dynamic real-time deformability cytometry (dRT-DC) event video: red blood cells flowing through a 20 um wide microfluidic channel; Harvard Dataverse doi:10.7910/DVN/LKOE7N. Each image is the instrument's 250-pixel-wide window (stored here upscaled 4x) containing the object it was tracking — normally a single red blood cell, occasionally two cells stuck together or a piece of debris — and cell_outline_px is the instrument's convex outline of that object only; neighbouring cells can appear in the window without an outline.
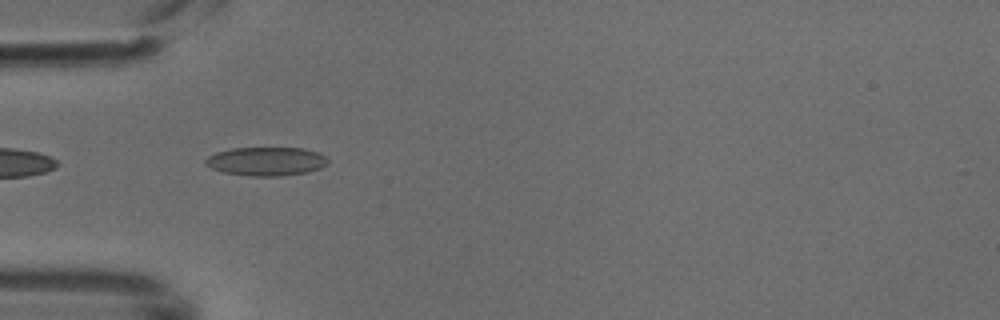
{"species": "common noctule bat (a hibernating species)", "species_latin": "Nyctalus noctula", "temperature_condition": "cold", "stored_images_in_passage": 6, "camera_frame_rate_fps": 3000, "um_per_image_px": 0.085, "animal": {"sex": "male", "body_mass_g": 18.8}, "frame": {"image": 1, "passage_image": 3, "time_ms": 0.667, "image_size_px": [1000, 320], "cell_outline_px": [[328, 164], [320, 168], [308, 172], [280, 176], [252, 176], [220, 172], [204, 164], [204, 160], [208, 156], [216, 152], [232, 148], [304, 148], [316, 152], [324, 156], [328, 160]], "centroid_in_image_um": [22.6, 13.72], "position_along_channel_um": 62.4, "area_um2": 20.52}}
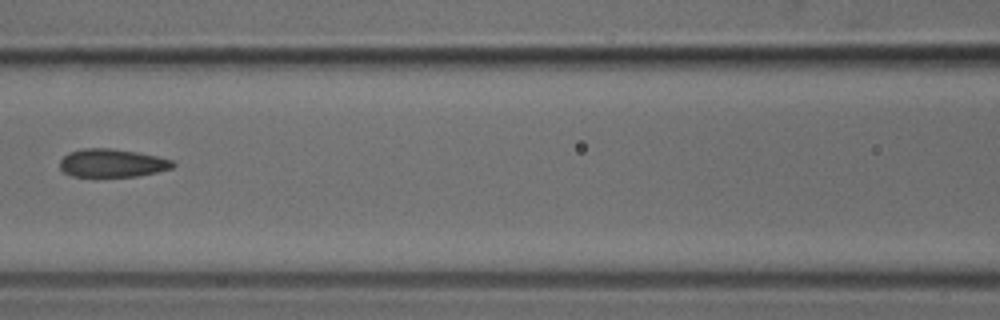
{"frame": {"image": 2, "passage_image": 5, "time_ms": 1.333, "image_size_px": [1000, 320], "cell_outline_px": [[176, 164], [172, 168], [156, 172], [136, 176], [72, 176], [64, 172], [60, 168], [60, 160], [68, 152], [84, 148], [112, 148], [136, 152], [156, 156], [172, 160]], "centroid_in_image_um": [9.52, 13.85], "position_along_channel_um": 157.1, "area_um2": 18.44}}
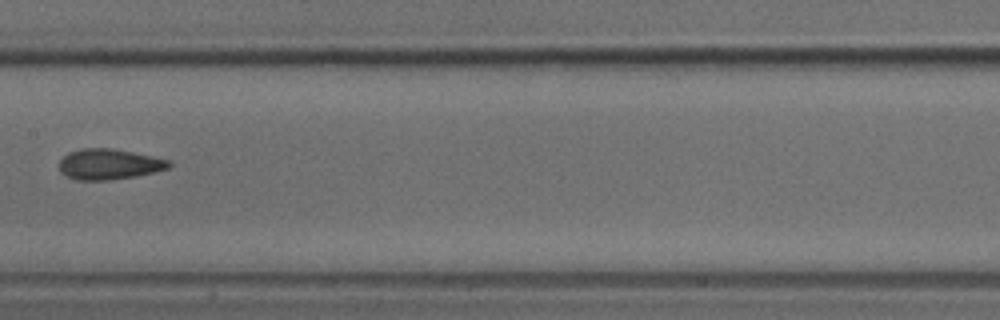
{"frame": {"image": 3, "passage_image": 6, "time_ms": 1.667, "image_size_px": [1000, 320], "cell_outline_px": [[172, 164], [168, 168], [156, 172], [136, 176], [108, 180], [76, 180], [60, 172], [60, 160], [68, 152], [80, 148], [112, 148], [152, 156], [168, 160]], "centroid_in_image_um": [9.26, 13.95], "position_along_channel_um": 198.1, "area_um2": 19.54}}